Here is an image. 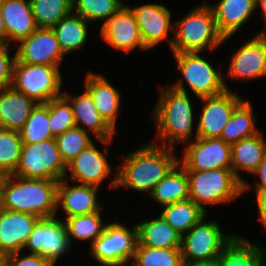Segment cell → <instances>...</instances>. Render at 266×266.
Returning <instances> with one entry per match:
<instances>
[{"label": "cell", "instance_id": "obj_1", "mask_svg": "<svg viewBox=\"0 0 266 266\" xmlns=\"http://www.w3.org/2000/svg\"><path fill=\"white\" fill-rule=\"evenodd\" d=\"M173 148L161 147L152 141L123 157L110 188L124 187L149 194L179 163Z\"/></svg>", "mask_w": 266, "mask_h": 266}, {"label": "cell", "instance_id": "obj_2", "mask_svg": "<svg viewBox=\"0 0 266 266\" xmlns=\"http://www.w3.org/2000/svg\"><path fill=\"white\" fill-rule=\"evenodd\" d=\"M185 87L180 79L165 89L159 87V100L153 118L157 136L164 140L160 146L174 148L175 143L187 144L192 137L193 107Z\"/></svg>", "mask_w": 266, "mask_h": 266}, {"label": "cell", "instance_id": "obj_3", "mask_svg": "<svg viewBox=\"0 0 266 266\" xmlns=\"http://www.w3.org/2000/svg\"><path fill=\"white\" fill-rule=\"evenodd\" d=\"M58 182L9 175L4 186L1 208L29 213L39 218L55 217Z\"/></svg>", "mask_w": 266, "mask_h": 266}, {"label": "cell", "instance_id": "obj_4", "mask_svg": "<svg viewBox=\"0 0 266 266\" xmlns=\"http://www.w3.org/2000/svg\"><path fill=\"white\" fill-rule=\"evenodd\" d=\"M173 53L200 52L211 50L226 42L218 31L213 11L204 3L174 23Z\"/></svg>", "mask_w": 266, "mask_h": 266}, {"label": "cell", "instance_id": "obj_5", "mask_svg": "<svg viewBox=\"0 0 266 266\" xmlns=\"http://www.w3.org/2000/svg\"><path fill=\"white\" fill-rule=\"evenodd\" d=\"M186 172L189 178V199L206 213V205L225 204L243 194L242 183L232 169Z\"/></svg>", "mask_w": 266, "mask_h": 266}, {"label": "cell", "instance_id": "obj_6", "mask_svg": "<svg viewBox=\"0 0 266 266\" xmlns=\"http://www.w3.org/2000/svg\"><path fill=\"white\" fill-rule=\"evenodd\" d=\"M55 138L36 144L23 143L17 168L13 175L26 179L60 181L67 174Z\"/></svg>", "mask_w": 266, "mask_h": 266}, {"label": "cell", "instance_id": "obj_7", "mask_svg": "<svg viewBox=\"0 0 266 266\" xmlns=\"http://www.w3.org/2000/svg\"><path fill=\"white\" fill-rule=\"evenodd\" d=\"M59 67L15 61L11 87L38 103H47L62 95ZM61 93V94H60Z\"/></svg>", "mask_w": 266, "mask_h": 266}, {"label": "cell", "instance_id": "obj_8", "mask_svg": "<svg viewBox=\"0 0 266 266\" xmlns=\"http://www.w3.org/2000/svg\"><path fill=\"white\" fill-rule=\"evenodd\" d=\"M138 244V230L119 223L106 224L103 233L93 242L91 251L101 266H127L134 258Z\"/></svg>", "mask_w": 266, "mask_h": 266}, {"label": "cell", "instance_id": "obj_9", "mask_svg": "<svg viewBox=\"0 0 266 266\" xmlns=\"http://www.w3.org/2000/svg\"><path fill=\"white\" fill-rule=\"evenodd\" d=\"M204 218L182 235L183 261L215 260L235 236L223 233L215 220L205 222Z\"/></svg>", "mask_w": 266, "mask_h": 266}, {"label": "cell", "instance_id": "obj_10", "mask_svg": "<svg viewBox=\"0 0 266 266\" xmlns=\"http://www.w3.org/2000/svg\"><path fill=\"white\" fill-rule=\"evenodd\" d=\"M200 52L173 53L179 69L192 92L200 99L217 96L229 90L221 70L203 59Z\"/></svg>", "mask_w": 266, "mask_h": 266}, {"label": "cell", "instance_id": "obj_11", "mask_svg": "<svg viewBox=\"0 0 266 266\" xmlns=\"http://www.w3.org/2000/svg\"><path fill=\"white\" fill-rule=\"evenodd\" d=\"M71 246L67 227L57 217L40 218L25 243L30 254H38L54 264Z\"/></svg>", "mask_w": 266, "mask_h": 266}, {"label": "cell", "instance_id": "obj_12", "mask_svg": "<svg viewBox=\"0 0 266 266\" xmlns=\"http://www.w3.org/2000/svg\"><path fill=\"white\" fill-rule=\"evenodd\" d=\"M179 164L185 170L232 169L231 145L220 138H195L185 147Z\"/></svg>", "mask_w": 266, "mask_h": 266}, {"label": "cell", "instance_id": "obj_13", "mask_svg": "<svg viewBox=\"0 0 266 266\" xmlns=\"http://www.w3.org/2000/svg\"><path fill=\"white\" fill-rule=\"evenodd\" d=\"M204 107L196 127L195 138H220L234 109L243 101L232 90L212 97L200 98Z\"/></svg>", "mask_w": 266, "mask_h": 266}, {"label": "cell", "instance_id": "obj_14", "mask_svg": "<svg viewBox=\"0 0 266 266\" xmlns=\"http://www.w3.org/2000/svg\"><path fill=\"white\" fill-rule=\"evenodd\" d=\"M15 53V61L59 67L65 55L52 28H38L22 39Z\"/></svg>", "mask_w": 266, "mask_h": 266}, {"label": "cell", "instance_id": "obj_15", "mask_svg": "<svg viewBox=\"0 0 266 266\" xmlns=\"http://www.w3.org/2000/svg\"><path fill=\"white\" fill-rule=\"evenodd\" d=\"M103 23L100 36L103 41H106L105 43L113 48L123 50L126 53L136 47L141 50H148L144 46L137 20L127 5H124L118 12L104 20Z\"/></svg>", "mask_w": 266, "mask_h": 266}, {"label": "cell", "instance_id": "obj_16", "mask_svg": "<svg viewBox=\"0 0 266 266\" xmlns=\"http://www.w3.org/2000/svg\"><path fill=\"white\" fill-rule=\"evenodd\" d=\"M129 8L137 20L144 46L148 50L163 40H167L171 48L173 38H169L168 33L169 29L174 31V23L171 24V13L166 6L149 3Z\"/></svg>", "mask_w": 266, "mask_h": 266}, {"label": "cell", "instance_id": "obj_17", "mask_svg": "<svg viewBox=\"0 0 266 266\" xmlns=\"http://www.w3.org/2000/svg\"><path fill=\"white\" fill-rule=\"evenodd\" d=\"M40 218L17 211L0 209V251L7 255L23 251Z\"/></svg>", "mask_w": 266, "mask_h": 266}, {"label": "cell", "instance_id": "obj_18", "mask_svg": "<svg viewBox=\"0 0 266 266\" xmlns=\"http://www.w3.org/2000/svg\"><path fill=\"white\" fill-rule=\"evenodd\" d=\"M228 77L248 80L266 76V43L256 35L232 56Z\"/></svg>", "mask_w": 266, "mask_h": 266}, {"label": "cell", "instance_id": "obj_19", "mask_svg": "<svg viewBox=\"0 0 266 266\" xmlns=\"http://www.w3.org/2000/svg\"><path fill=\"white\" fill-rule=\"evenodd\" d=\"M107 147L100 152L95 144H91L85 150H82L68 165L73 182L79 181L78 184L98 187L111 174V167L108 164L106 155Z\"/></svg>", "mask_w": 266, "mask_h": 266}, {"label": "cell", "instance_id": "obj_20", "mask_svg": "<svg viewBox=\"0 0 266 266\" xmlns=\"http://www.w3.org/2000/svg\"><path fill=\"white\" fill-rule=\"evenodd\" d=\"M97 190L98 187L84 184L70 186L63 178L58 182L57 211L62 207L66 218L102 211L103 207L97 202Z\"/></svg>", "mask_w": 266, "mask_h": 266}, {"label": "cell", "instance_id": "obj_21", "mask_svg": "<svg viewBox=\"0 0 266 266\" xmlns=\"http://www.w3.org/2000/svg\"><path fill=\"white\" fill-rule=\"evenodd\" d=\"M62 94L71 102L70 105L76 127L81 128L85 132H87L86 128H88L104 144L112 142L116 131L101 117L90 94L86 90L76 97H72L71 94L65 92ZM79 124H83L84 126Z\"/></svg>", "mask_w": 266, "mask_h": 266}, {"label": "cell", "instance_id": "obj_22", "mask_svg": "<svg viewBox=\"0 0 266 266\" xmlns=\"http://www.w3.org/2000/svg\"><path fill=\"white\" fill-rule=\"evenodd\" d=\"M0 13L7 32V44L21 41L38 29L30 0H0Z\"/></svg>", "mask_w": 266, "mask_h": 266}, {"label": "cell", "instance_id": "obj_23", "mask_svg": "<svg viewBox=\"0 0 266 266\" xmlns=\"http://www.w3.org/2000/svg\"><path fill=\"white\" fill-rule=\"evenodd\" d=\"M38 104L11 86L0 90V128L20 132Z\"/></svg>", "mask_w": 266, "mask_h": 266}, {"label": "cell", "instance_id": "obj_24", "mask_svg": "<svg viewBox=\"0 0 266 266\" xmlns=\"http://www.w3.org/2000/svg\"><path fill=\"white\" fill-rule=\"evenodd\" d=\"M265 155L266 141L261 132L231 145L232 170L235 177L242 183V193H245L250 186L238 172L244 170L252 174Z\"/></svg>", "mask_w": 266, "mask_h": 266}, {"label": "cell", "instance_id": "obj_25", "mask_svg": "<svg viewBox=\"0 0 266 266\" xmlns=\"http://www.w3.org/2000/svg\"><path fill=\"white\" fill-rule=\"evenodd\" d=\"M85 90L90 94L96 109L106 123L115 131L120 107V93L107 81L104 75L88 72Z\"/></svg>", "mask_w": 266, "mask_h": 266}, {"label": "cell", "instance_id": "obj_26", "mask_svg": "<svg viewBox=\"0 0 266 266\" xmlns=\"http://www.w3.org/2000/svg\"><path fill=\"white\" fill-rule=\"evenodd\" d=\"M219 33L228 40L255 12L256 0H220L210 6Z\"/></svg>", "mask_w": 266, "mask_h": 266}, {"label": "cell", "instance_id": "obj_27", "mask_svg": "<svg viewBox=\"0 0 266 266\" xmlns=\"http://www.w3.org/2000/svg\"><path fill=\"white\" fill-rule=\"evenodd\" d=\"M138 244L153 248H181L182 235L162 216L136 224Z\"/></svg>", "mask_w": 266, "mask_h": 266}, {"label": "cell", "instance_id": "obj_28", "mask_svg": "<svg viewBox=\"0 0 266 266\" xmlns=\"http://www.w3.org/2000/svg\"><path fill=\"white\" fill-rule=\"evenodd\" d=\"M162 206L189 199V178L178 163L149 194Z\"/></svg>", "mask_w": 266, "mask_h": 266}, {"label": "cell", "instance_id": "obj_29", "mask_svg": "<svg viewBox=\"0 0 266 266\" xmlns=\"http://www.w3.org/2000/svg\"><path fill=\"white\" fill-rule=\"evenodd\" d=\"M260 246L237 236L223 248L218 257L221 266H265V253Z\"/></svg>", "mask_w": 266, "mask_h": 266}, {"label": "cell", "instance_id": "obj_30", "mask_svg": "<svg viewBox=\"0 0 266 266\" xmlns=\"http://www.w3.org/2000/svg\"><path fill=\"white\" fill-rule=\"evenodd\" d=\"M88 24L89 21L72 12L52 27L64 54L67 55L85 44Z\"/></svg>", "mask_w": 266, "mask_h": 266}, {"label": "cell", "instance_id": "obj_31", "mask_svg": "<svg viewBox=\"0 0 266 266\" xmlns=\"http://www.w3.org/2000/svg\"><path fill=\"white\" fill-rule=\"evenodd\" d=\"M257 117L253 114L250 102L243 100L233 111L229 121L222 130L220 139L230 145L243 138H248L260 133L255 127Z\"/></svg>", "mask_w": 266, "mask_h": 266}, {"label": "cell", "instance_id": "obj_32", "mask_svg": "<svg viewBox=\"0 0 266 266\" xmlns=\"http://www.w3.org/2000/svg\"><path fill=\"white\" fill-rule=\"evenodd\" d=\"M163 208L160 216L181 235L206 217V212L190 199L169 204Z\"/></svg>", "mask_w": 266, "mask_h": 266}, {"label": "cell", "instance_id": "obj_33", "mask_svg": "<svg viewBox=\"0 0 266 266\" xmlns=\"http://www.w3.org/2000/svg\"><path fill=\"white\" fill-rule=\"evenodd\" d=\"M38 28H52L73 11V0H30Z\"/></svg>", "mask_w": 266, "mask_h": 266}, {"label": "cell", "instance_id": "obj_34", "mask_svg": "<svg viewBox=\"0 0 266 266\" xmlns=\"http://www.w3.org/2000/svg\"><path fill=\"white\" fill-rule=\"evenodd\" d=\"M130 266H182L180 248H153L137 244ZM132 264V265H131Z\"/></svg>", "mask_w": 266, "mask_h": 266}, {"label": "cell", "instance_id": "obj_35", "mask_svg": "<svg viewBox=\"0 0 266 266\" xmlns=\"http://www.w3.org/2000/svg\"><path fill=\"white\" fill-rule=\"evenodd\" d=\"M100 212L101 211L65 219L64 223L67 227L70 244H72V238L91 240L90 244H93L103 233L106 226V224L102 223Z\"/></svg>", "mask_w": 266, "mask_h": 266}, {"label": "cell", "instance_id": "obj_36", "mask_svg": "<svg viewBox=\"0 0 266 266\" xmlns=\"http://www.w3.org/2000/svg\"><path fill=\"white\" fill-rule=\"evenodd\" d=\"M49 101L39 103L32 111L22 130L20 131L23 143H33L54 138L49 129Z\"/></svg>", "mask_w": 266, "mask_h": 266}, {"label": "cell", "instance_id": "obj_37", "mask_svg": "<svg viewBox=\"0 0 266 266\" xmlns=\"http://www.w3.org/2000/svg\"><path fill=\"white\" fill-rule=\"evenodd\" d=\"M22 144L20 132L0 128V173L14 174Z\"/></svg>", "mask_w": 266, "mask_h": 266}, {"label": "cell", "instance_id": "obj_38", "mask_svg": "<svg viewBox=\"0 0 266 266\" xmlns=\"http://www.w3.org/2000/svg\"><path fill=\"white\" fill-rule=\"evenodd\" d=\"M125 4L122 0H73V11L89 22L110 18Z\"/></svg>", "mask_w": 266, "mask_h": 266}, {"label": "cell", "instance_id": "obj_39", "mask_svg": "<svg viewBox=\"0 0 266 266\" xmlns=\"http://www.w3.org/2000/svg\"><path fill=\"white\" fill-rule=\"evenodd\" d=\"M48 125L54 138L76 127L71 105L63 94L49 101Z\"/></svg>", "mask_w": 266, "mask_h": 266}, {"label": "cell", "instance_id": "obj_40", "mask_svg": "<svg viewBox=\"0 0 266 266\" xmlns=\"http://www.w3.org/2000/svg\"><path fill=\"white\" fill-rule=\"evenodd\" d=\"M56 142L61 158L67 166L82 150L88 148L94 142L87 132L79 127L68 129L57 136Z\"/></svg>", "mask_w": 266, "mask_h": 266}, {"label": "cell", "instance_id": "obj_41", "mask_svg": "<svg viewBox=\"0 0 266 266\" xmlns=\"http://www.w3.org/2000/svg\"><path fill=\"white\" fill-rule=\"evenodd\" d=\"M10 44H0V90L11 86L15 55L10 57Z\"/></svg>", "mask_w": 266, "mask_h": 266}, {"label": "cell", "instance_id": "obj_42", "mask_svg": "<svg viewBox=\"0 0 266 266\" xmlns=\"http://www.w3.org/2000/svg\"><path fill=\"white\" fill-rule=\"evenodd\" d=\"M55 264L38 254L20 257L19 252L8 255L7 266H54Z\"/></svg>", "mask_w": 266, "mask_h": 266}, {"label": "cell", "instance_id": "obj_43", "mask_svg": "<svg viewBox=\"0 0 266 266\" xmlns=\"http://www.w3.org/2000/svg\"><path fill=\"white\" fill-rule=\"evenodd\" d=\"M252 174L260 176L259 182L258 181L256 182V189H255L256 198H257L263 194H266V155L264 156L263 160Z\"/></svg>", "mask_w": 266, "mask_h": 266}, {"label": "cell", "instance_id": "obj_44", "mask_svg": "<svg viewBox=\"0 0 266 266\" xmlns=\"http://www.w3.org/2000/svg\"><path fill=\"white\" fill-rule=\"evenodd\" d=\"M256 202L258 207V216L263 225L266 227V194L257 197Z\"/></svg>", "mask_w": 266, "mask_h": 266}, {"label": "cell", "instance_id": "obj_45", "mask_svg": "<svg viewBox=\"0 0 266 266\" xmlns=\"http://www.w3.org/2000/svg\"><path fill=\"white\" fill-rule=\"evenodd\" d=\"M182 266H221L219 259L201 261H183Z\"/></svg>", "mask_w": 266, "mask_h": 266}, {"label": "cell", "instance_id": "obj_46", "mask_svg": "<svg viewBox=\"0 0 266 266\" xmlns=\"http://www.w3.org/2000/svg\"><path fill=\"white\" fill-rule=\"evenodd\" d=\"M0 44H7V32L1 13H0Z\"/></svg>", "mask_w": 266, "mask_h": 266}, {"label": "cell", "instance_id": "obj_47", "mask_svg": "<svg viewBox=\"0 0 266 266\" xmlns=\"http://www.w3.org/2000/svg\"><path fill=\"white\" fill-rule=\"evenodd\" d=\"M8 176L9 175H7V174L0 173V209H1L2 203H3L4 186H5V183H6Z\"/></svg>", "mask_w": 266, "mask_h": 266}, {"label": "cell", "instance_id": "obj_48", "mask_svg": "<svg viewBox=\"0 0 266 266\" xmlns=\"http://www.w3.org/2000/svg\"><path fill=\"white\" fill-rule=\"evenodd\" d=\"M261 6L263 11V16L266 22V0H256V7Z\"/></svg>", "mask_w": 266, "mask_h": 266}, {"label": "cell", "instance_id": "obj_49", "mask_svg": "<svg viewBox=\"0 0 266 266\" xmlns=\"http://www.w3.org/2000/svg\"><path fill=\"white\" fill-rule=\"evenodd\" d=\"M8 255L0 251V266H7Z\"/></svg>", "mask_w": 266, "mask_h": 266}, {"label": "cell", "instance_id": "obj_50", "mask_svg": "<svg viewBox=\"0 0 266 266\" xmlns=\"http://www.w3.org/2000/svg\"><path fill=\"white\" fill-rule=\"evenodd\" d=\"M266 43V30L264 29V31H261L259 34H258Z\"/></svg>", "mask_w": 266, "mask_h": 266}]
</instances>
